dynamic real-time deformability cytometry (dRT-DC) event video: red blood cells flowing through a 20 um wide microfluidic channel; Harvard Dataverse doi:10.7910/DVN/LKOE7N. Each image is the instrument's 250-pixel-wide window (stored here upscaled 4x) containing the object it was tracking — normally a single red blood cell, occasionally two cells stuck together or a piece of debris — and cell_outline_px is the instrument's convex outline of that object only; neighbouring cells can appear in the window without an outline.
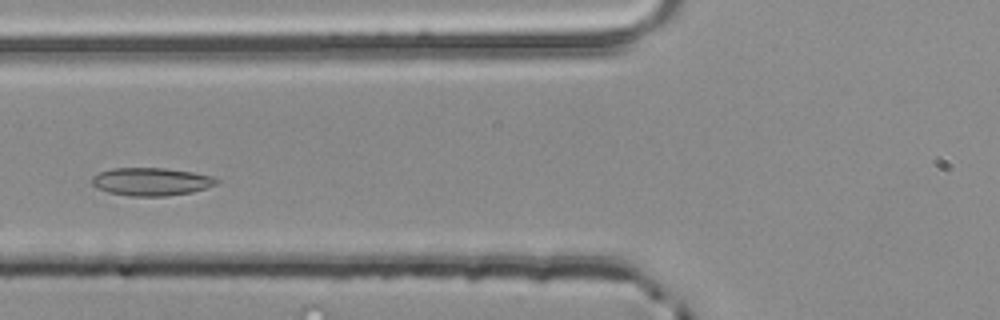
{"species": "common noctule bat (a hibernating species)", "species_latin": "Nyctalus noctula", "temperature_condition": "room temperature", "stored_images_in_passage": 6, "camera_frame_rate_fps": 3000, "um_per_image_px": 0.085, "animal": {"sex": "male", "body_mass_g": 20.4}, "frame": {"image": 1, "passage_image": 6, "time_ms": 1.667, "image_size_px": [1000, 320], "cell_outline_px": [[220, 180], [216, 184], [192, 192], [168, 196], [132, 196], [108, 192], [96, 188], [92, 184], [92, 176], [100, 172], [112, 168], [164, 168], [192, 172], [212, 176]], "centroid_in_image_um": [12.84, 15.44], "position_along_channel_um": 113.0, "area_um2": 20.23}}